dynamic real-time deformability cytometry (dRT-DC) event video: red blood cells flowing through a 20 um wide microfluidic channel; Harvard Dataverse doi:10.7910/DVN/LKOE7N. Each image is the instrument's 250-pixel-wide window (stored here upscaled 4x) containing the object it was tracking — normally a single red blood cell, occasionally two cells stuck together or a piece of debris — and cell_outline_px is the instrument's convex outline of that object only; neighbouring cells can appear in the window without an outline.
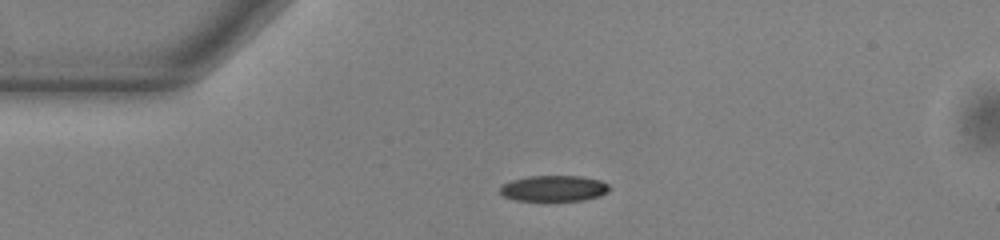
{"species": "common noctule bat (a hibernating species)", "species_latin": "Nyctalus noctula", "temperature_condition": "warm", "stored_images_in_passage": 42, "camera_frame_rate_fps": 3000, "um_per_image_px": 0.085, "animal": {"sex": "male", "body_mass_g": 13.0, "forearm_length_mm": 53.1}, "frame": {"image": 1, "passage_image": 1, "time_ms": 0.0, "image_size_px": [1000, 240], "cell_outline_px": [[612, 188], [608, 192], [600, 196], [584, 200], [548, 204], [544, 204], [512, 200], [504, 196], [500, 192], [500, 184], [512, 180], [528, 176], [580, 176], [600, 180], [608, 184]], "centroid_in_image_um": [47.05, 16.07], "position_along_channel_um": 38.0, "area_um2": 17.69}}
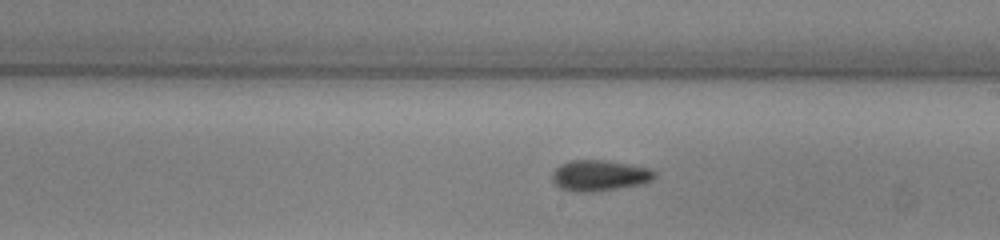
{"frame": {"image": 2, "passage_image": 19, "time_ms": 6.0, "image_size_px": [1000, 240], "cell_outline_px": [[656, 176], [652, 180], [644, 184], [592, 192], [576, 192], [560, 188], [552, 180], [552, 172], [560, 164], [572, 160], [600, 160], [628, 164], [652, 168], [656, 172]], "centroid_in_image_um": [50.98, 14.92], "position_along_channel_um": 238.0, "area_um2": 18.5}}
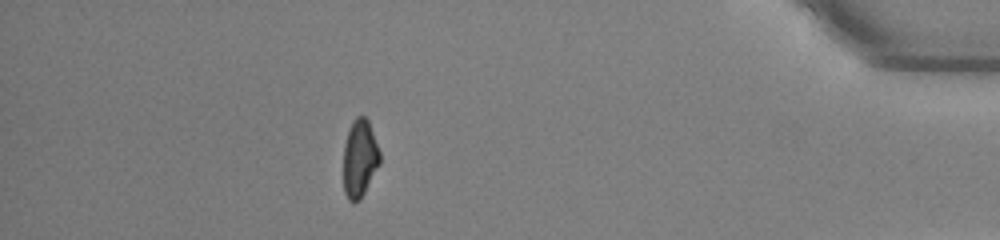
{"frame": {"image": 3, "passage_image": 36, "time_ms": 11.667, "image_size_px": [1000, 240], "cell_outline_px": [[380, 164], [360, 200], [352, 204], [348, 200], [344, 192], [344, 144], [352, 120], [356, 116], [364, 116], [368, 120], [380, 152]], "centroid_in_image_um": [30.57, 13.49], "position_along_channel_um": 404.6, "area_um2": 16.53}, "authors_computed_cell_mechanics": {"area_um2": 17.5712, "velocity_mm_per_s": 3.8502, "shape_relaxation_time_tau1_ms": 3.8244, "shape_relaxation_time_tau2_ms": 5.3208, "deformation_change_tau1": 0.1346, "deformation_change_tau2": 0.1233}}